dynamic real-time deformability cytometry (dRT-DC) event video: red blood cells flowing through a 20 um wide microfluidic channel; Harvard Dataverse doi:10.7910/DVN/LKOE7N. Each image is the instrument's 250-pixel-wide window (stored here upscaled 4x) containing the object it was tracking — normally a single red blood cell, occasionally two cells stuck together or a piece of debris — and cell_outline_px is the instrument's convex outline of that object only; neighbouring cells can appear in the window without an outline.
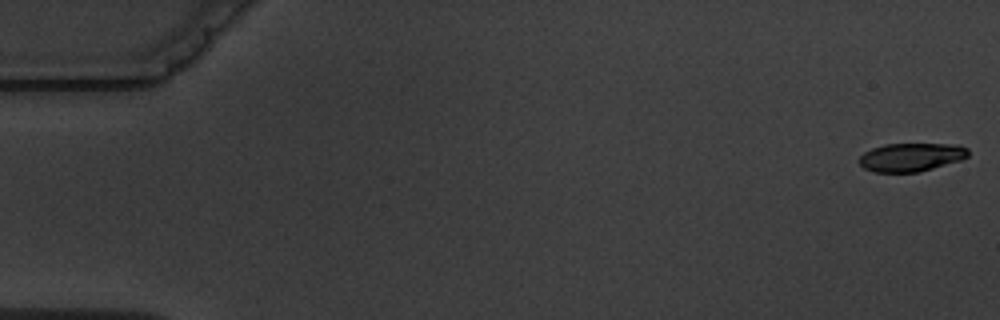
{"species": "common noctule bat (a hibernating species)", "species_latin": "Nyctalus noctula", "temperature_condition": "warm", "stored_images_in_passage": 4, "camera_frame_rate_fps": 3000, "um_per_image_px": 0.085, "animal": {"sex": "male", "body_mass_g": 19.5, "forearm_length_mm": 54.6}, "frame": {"image": 1, "passage_image": 1, "time_ms": 0.0, "image_size_px": [1000, 320], "cell_outline_px": [[968, 156], [960, 160], [920, 172], [876, 172], [864, 168], [860, 164], [860, 156], [864, 152], [872, 148], [884, 144], [960, 144], [968, 148]], "centroid_in_image_um": [77.46, 13.35], "position_along_channel_um": 7.5, "area_um2": 18.03}}
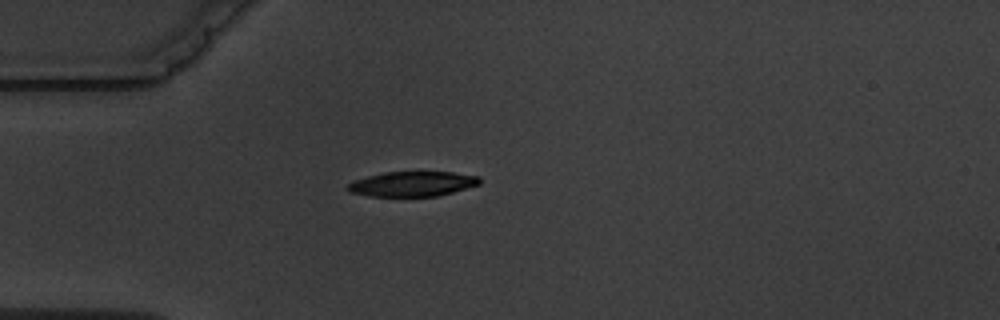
{"frame": {"image": 2, "passage_image": 3, "time_ms": 5.0, "image_size_px": [1000, 320], "cell_outline_px": [[480, 184], [452, 192], [436, 196], [368, 196], [348, 192], [344, 188], [348, 184], [356, 180], [368, 176], [384, 172], [452, 172], [480, 176]], "centroid_in_image_um": [35.03, 15.63], "position_along_channel_um": 50.0, "area_um2": 19.13}}